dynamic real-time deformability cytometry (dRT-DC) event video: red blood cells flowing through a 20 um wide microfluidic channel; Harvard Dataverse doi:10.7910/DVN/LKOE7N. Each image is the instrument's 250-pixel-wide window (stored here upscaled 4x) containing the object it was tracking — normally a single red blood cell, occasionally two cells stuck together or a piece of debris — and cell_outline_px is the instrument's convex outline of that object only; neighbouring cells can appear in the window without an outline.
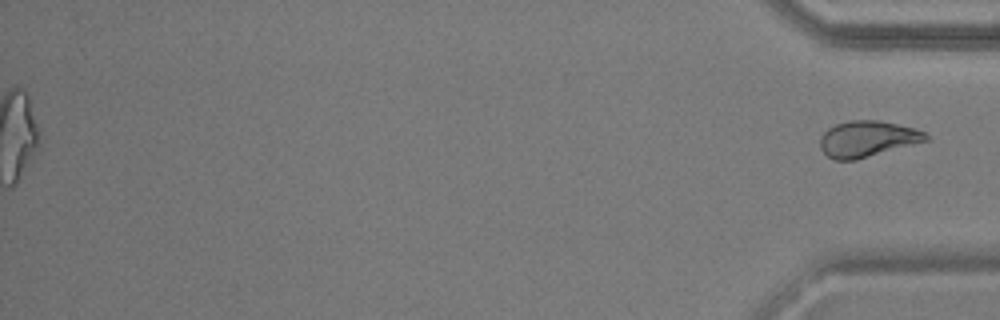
{"species": "common noctule bat (a hibernating species)", "species_latin": "Nyctalus noctula", "temperature_condition": "warm", "stored_images_in_passage": 53, "segment_of_instrument_passage": [2, 2], "camera_frame_rate_fps": 3000, "um_per_image_px": 0.085, "animal": {"sex": "male", "body_mass_g": 17.9, "forearm_length_mm": 54.2}, "frame": {"image": 1, "passage_image": 53, "time_ms": 17.333, "image_size_px": [1000, 320], "cell_outline_px": [[928, 140], [856, 160], [832, 160], [820, 148], [820, 136], [828, 128], [836, 124], [848, 120], [876, 120], [916, 128], [924, 132], [928, 136]], "centroid_in_image_um": [73.69, 11.8], "position_along_channel_um": 361.5, "area_um2": 22.14}}